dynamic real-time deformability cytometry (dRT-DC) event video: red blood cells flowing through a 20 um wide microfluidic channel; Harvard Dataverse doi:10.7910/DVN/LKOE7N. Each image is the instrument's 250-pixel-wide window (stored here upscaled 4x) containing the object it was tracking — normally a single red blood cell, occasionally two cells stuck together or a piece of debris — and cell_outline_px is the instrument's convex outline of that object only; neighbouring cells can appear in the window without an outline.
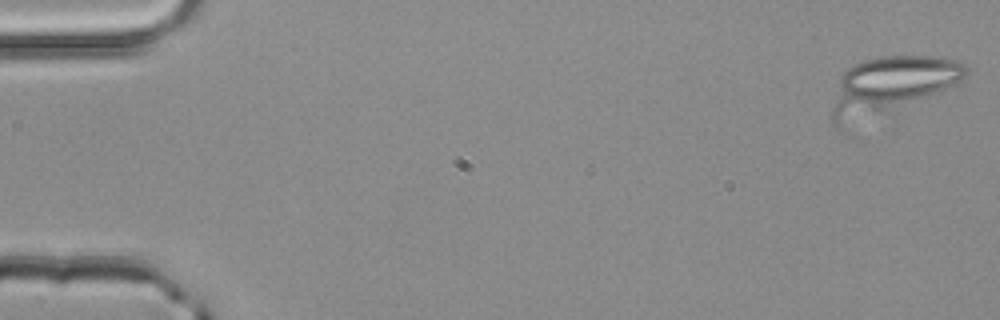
{"species": "common noctule bat (a hibernating species)", "species_latin": "Nyctalus noctula", "temperature_condition": "room temperature", "stored_images_in_passage": 5, "camera_frame_rate_fps": 3000, "um_per_image_px": 0.085, "animal": {"sex": "male", "body_mass_g": 20.4}, "frame": {"image": 1, "passage_image": 1, "time_ms": 0.0, "image_size_px": [1000, 320], "cell_outline_px": [[968, 72], [964, 76], [944, 88], [844, 132], [836, 128], [832, 124], [832, 108], [840, 76], [848, 68], [864, 60], [884, 56], [940, 56], [956, 60], [964, 64], [968, 68]], "centroid_in_image_um": [75.6, 7.32], "position_along_channel_um": 9.4, "area_um2": 44.51}}